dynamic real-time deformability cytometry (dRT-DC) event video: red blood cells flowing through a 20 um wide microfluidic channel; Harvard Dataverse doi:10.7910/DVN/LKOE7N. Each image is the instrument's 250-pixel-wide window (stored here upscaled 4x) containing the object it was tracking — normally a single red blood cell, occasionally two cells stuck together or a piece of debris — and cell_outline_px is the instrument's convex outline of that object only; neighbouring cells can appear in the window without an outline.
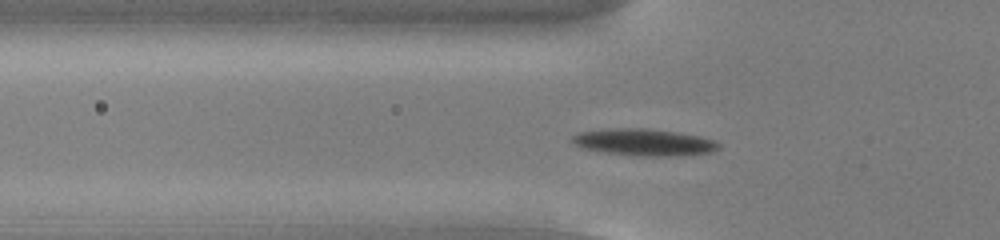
{"species": "common noctule bat (a hibernating species)", "species_latin": "Nyctalus noctula", "temperature_condition": "cold", "stored_images_in_passage": 50, "camera_frame_rate_fps": 3000, "um_per_image_px": 0.085, "animal": {"sex": "male", "body_mass_g": 13.0, "forearm_length_mm": 53.1}, "frame": {"image": 1, "passage_image": 14, "time_ms": 4.333, "image_size_px": [1000, 240], "cell_outline_px": [[720, 148], [712, 152], [692, 156], [640, 156], [604, 152], [588, 148], [576, 144], [572, 140], [572, 136], [580, 132], [616, 128], [648, 128], [676, 132], [700, 136], [716, 140], [720, 144]], "centroid_in_image_um": [54.88, 12.1], "position_along_channel_um": 70.9, "area_um2": 22.95}}
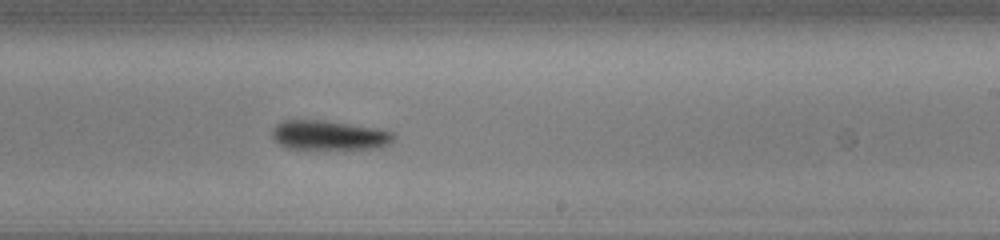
{"frame": {"image": 2, "passage_image": 29, "time_ms": 9.333, "image_size_px": [1000, 240], "cell_outline_px": [[396, 136], [388, 144], [380, 148], [344, 152], [288, 148], [280, 144], [272, 136], [272, 128], [276, 124], [284, 120], [328, 120], [376, 128], [392, 132]], "centroid_in_image_um": [28.01, 11.55], "position_along_channel_um": 261.0, "area_um2": 22.02}}
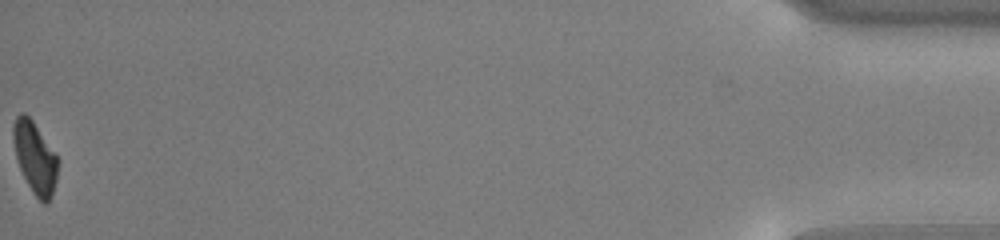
{"frame": {"image": 3, "passage_image": 50, "time_ms": 16.333, "image_size_px": [1000, 240], "cell_outline_px": [[60, 160], [56, 180], [48, 204], [44, 204], [36, 196], [28, 184], [20, 168], [16, 156], [12, 136], [12, 124], [16, 116], [20, 112], [24, 112], [32, 120]], "centroid_in_image_um": [2.97, 13.36], "position_along_channel_um": 432.2, "area_um2": 18.5}, "authors_computed_cell_mechanics": {"area_um2": 20.7791, "velocity_mm_per_s": 3.8183, "shape_relaxation_time_tau1_ms": 2.5922, "shape_relaxation_time_tau2_ms": null, "deformation_change_tau1": 0.1214, "deformation_change_tau2": null}}